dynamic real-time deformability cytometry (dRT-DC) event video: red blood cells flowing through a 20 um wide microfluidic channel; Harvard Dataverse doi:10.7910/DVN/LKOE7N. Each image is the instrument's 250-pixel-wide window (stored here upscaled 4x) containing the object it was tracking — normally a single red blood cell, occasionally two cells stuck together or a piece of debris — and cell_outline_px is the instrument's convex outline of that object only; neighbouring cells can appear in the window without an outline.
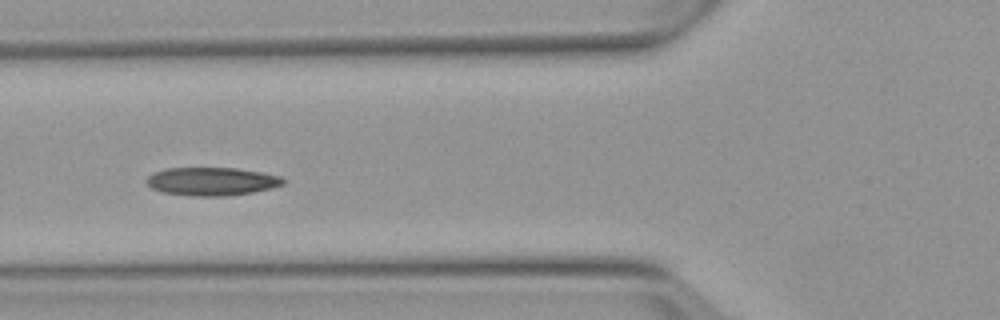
{"species": "Egyptian fruit bat (a non-hibernating species)", "species_latin": "Rousettus aegyptiacus", "temperature_condition": "warm", "stored_images_in_passage": 6, "camera_frame_rate_fps": 3000, "um_per_image_px": 0.085, "animal": {"sex": "female"}, "frame": {"image": 1, "passage_image": 4, "time_ms": 4.333, "image_size_px": [1000, 320], "cell_outline_px": [[284, 184], [272, 188], [252, 192], [228, 196], [192, 196], [160, 192], [152, 188], [144, 180], [152, 172], [168, 168], [236, 168], [260, 172], [280, 176], [284, 180]], "centroid_in_image_um": [17.96, 15.42], "position_along_channel_um": 107.8, "area_um2": 22.54}}
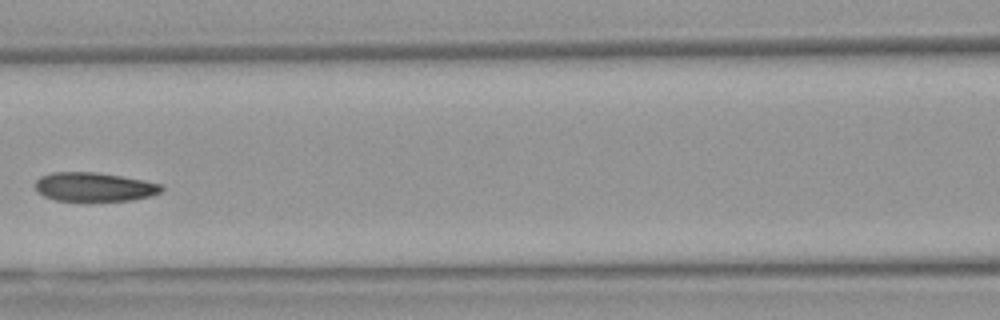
{"frame": {"image": 2, "passage_image": 5, "time_ms": 5.667, "image_size_px": [1000, 320], "cell_outline_px": [[164, 188], [160, 192], [152, 196], [132, 200], [56, 200], [44, 196], [36, 188], [36, 180], [40, 176], [52, 172], [96, 172], [144, 180], [160, 184]], "centroid_in_image_um": [8.02, 15.88], "position_along_channel_um": 158.6, "area_um2": 21.04}}
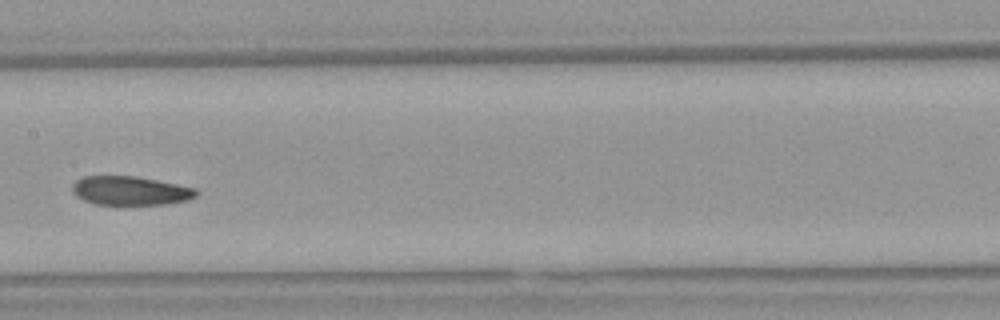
{"frame": {"image": 3, "passage_image": 6, "time_ms": 6.667, "image_size_px": [1000, 320], "cell_outline_px": [[200, 192], [196, 196], [188, 200], [164, 204], [96, 204], [84, 200], [76, 196], [72, 192], [72, 184], [76, 180], [84, 176], [136, 176], [196, 188]], "centroid_in_image_um": [11.08, 16.2], "position_along_channel_um": 196.3, "area_um2": 20.81}}